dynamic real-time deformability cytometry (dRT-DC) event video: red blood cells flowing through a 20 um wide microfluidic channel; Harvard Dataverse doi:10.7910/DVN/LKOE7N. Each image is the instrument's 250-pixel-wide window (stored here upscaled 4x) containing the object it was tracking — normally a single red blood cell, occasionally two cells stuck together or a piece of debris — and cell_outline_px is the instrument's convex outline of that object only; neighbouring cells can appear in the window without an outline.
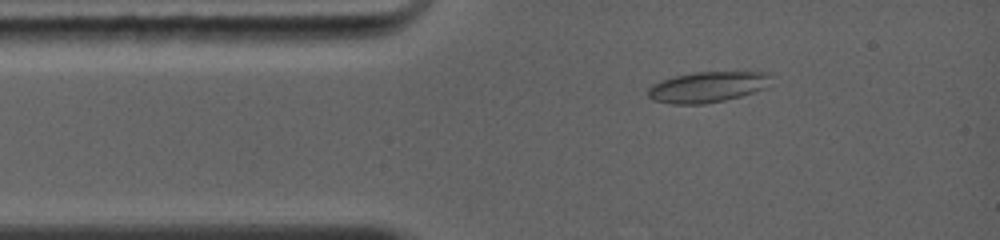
{"species": "common noctule bat (a hibernating species)", "species_latin": "Nyctalus noctula", "temperature_condition": "warm", "stored_images_in_passage": 3, "camera_frame_rate_fps": 5000, "um_per_image_px": 0.085, "animal": {"sex": "female", "body_mass_g": 19.0, "forearm_length_mm": 56.7}, "frame": {"image": 1, "passage_image": 2, "time_ms": 1.2, "image_size_px": [1000, 240], "cell_outline_px": [[772, 76], [764, 88], [740, 96], [724, 100], [704, 104], [672, 104], [652, 100], [648, 96], [648, 88], [652, 84], [660, 80], [692, 72], [768, 72]], "centroid_in_image_um": [60.08, 7.39], "position_along_channel_um": 24.9, "area_um2": 21.91}}